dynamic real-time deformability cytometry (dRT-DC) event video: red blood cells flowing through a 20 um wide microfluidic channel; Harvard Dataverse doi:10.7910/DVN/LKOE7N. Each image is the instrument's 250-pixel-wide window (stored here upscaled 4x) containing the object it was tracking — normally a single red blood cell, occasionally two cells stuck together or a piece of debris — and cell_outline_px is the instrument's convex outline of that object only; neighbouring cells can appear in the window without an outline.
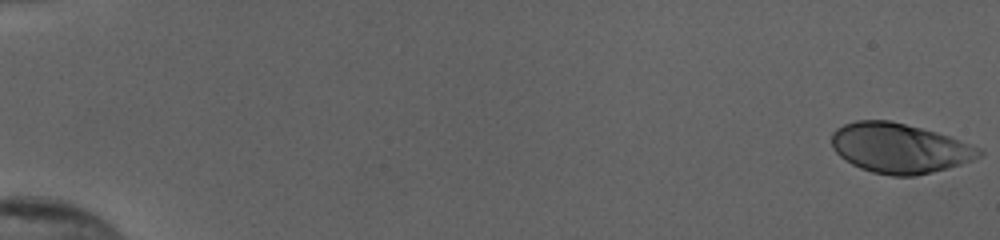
{"species": "human", "species_latin": "Homo sapiens", "temperature_condition": "cold", "stored_images_in_passage": 54, "camera_frame_rate_fps": 3000, "um_per_image_px": 0.085, "donor": {"sex": "female"}, "frame": {"image": 1, "passage_image": 1, "time_ms": 0.0, "image_size_px": [1000, 240], "cell_outline_px": [[984, 152], [980, 156], [972, 160], [948, 168], [916, 176], [892, 176], [872, 172], [860, 168], [852, 164], [840, 156], [832, 148], [832, 132], [836, 128], [844, 124], [856, 120], [892, 120], [936, 132], [984, 148]], "centroid_in_image_um": [76.47, 12.59], "position_along_channel_um": 8.5, "area_um2": 43.0}}
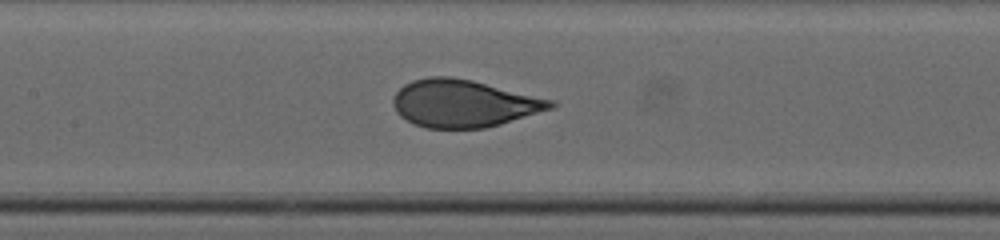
{"frame": {"image": 2, "passage_image": 28, "time_ms": 9.0, "image_size_px": [1000, 240], "cell_outline_px": [[556, 104], [552, 108], [500, 124], [484, 128], [428, 128], [412, 124], [400, 116], [396, 112], [392, 104], [392, 96], [404, 84], [412, 80], [428, 76], [452, 76], [472, 80], [556, 100]], "centroid_in_image_um": [39.38, 8.78], "position_along_channel_um": 168.0, "area_um2": 43.75}}
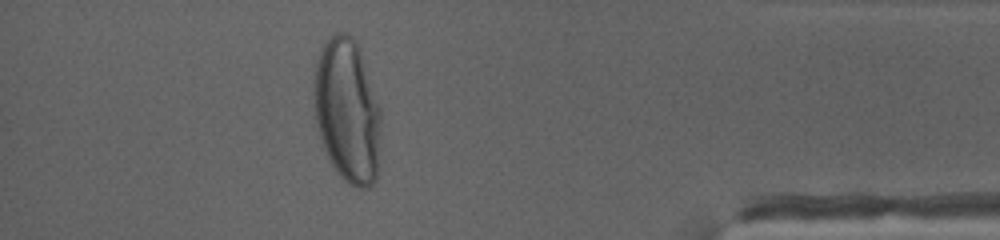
{"frame": {"image": 3, "passage_image": 49, "time_ms": 16.0, "image_size_px": [1000, 240], "cell_outline_px": [[380, 148], [376, 180], [368, 188], [356, 188], [348, 184], [344, 180], [332, 164], [324, 148], [312, 116], [312, 92], [316, 60], [324, 44], [336, 32], [344, 32], [352, 36], [356, 40], [380, 108]], "centroid_in_image_um": [29.49, 9.44], "position_along_channel_um": 405.7, "area_um2": 56.82}, "authors_computed_cell_mechanics": {"area_um2": 43.35, "velocity_mm_per_s": 3.8692, "shape_relaxation_time_tau1_ms": 4.6427, "shape_relaxation_time_tau2_ms": null, "deformation_change_tau1": 0.2119, "deformation_change_tau2": null}}